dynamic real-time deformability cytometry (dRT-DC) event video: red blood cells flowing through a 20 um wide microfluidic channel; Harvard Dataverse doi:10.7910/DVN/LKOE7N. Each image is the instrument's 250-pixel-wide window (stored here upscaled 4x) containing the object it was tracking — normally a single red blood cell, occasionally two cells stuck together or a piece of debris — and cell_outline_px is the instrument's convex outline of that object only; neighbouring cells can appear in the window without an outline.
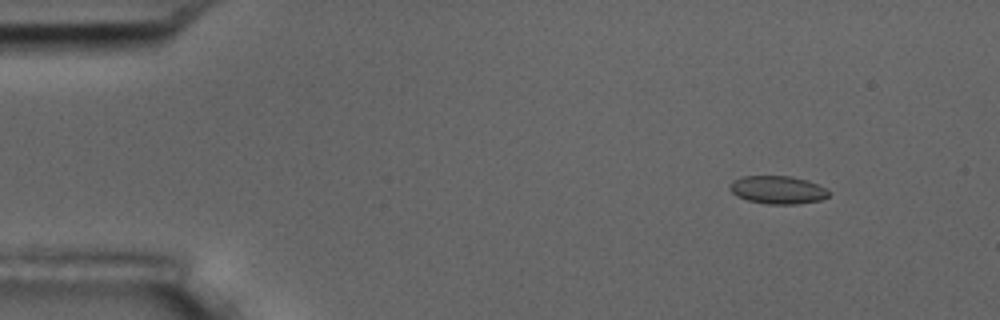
{"species": "common noctule bat (a hibernating species)", "species_latin": "Nyctalus noctula", "temperature_condition": "room temperature", "stored_images_in_passage": 52, "camera_frame_rate_fps": 3000, "um_per_image_px": 0.085, "animal": {"sex": "male", "body_mass_g": 17.5, "forearm_length_mm": 52.3}, "frame": {"image": 1, "passage_image": 3, "time_ms": 0.667, "image_size_px": [1000, 320], "cell_outline_px": [[832, 192], [828, 196], [820, 200], [796, 204], [768, 204], [748, 200], [736, 196], [728, 188], [728, 184], [732, 180], [740, 176], [792, 176], [808, 180]], "centroid_in_image_um": [66.07, 16.13], "position_along_channel_um": 18.9, "area_um2": 16.3}}
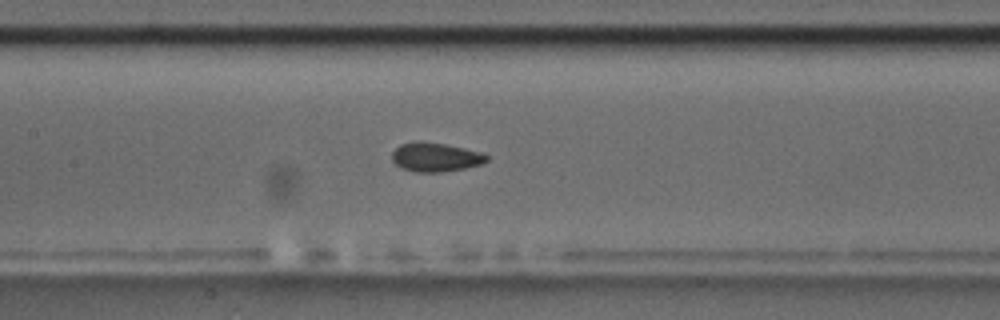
{"frame": {"image": 2, "passage_image": 23, "time_ms": 7.333, "image_size_px": [1000, 320], "cell_outline_px": [[488, 160], [484, 164], [444, 172], [416, 172], [400, 168], [392, 160], [392, 152], [400, 144], [416, 140], [420, 140], [444, 144], [484, 152], [488, 156]], "centroid_in_image_um": [37.03, 13.35], "position_along_channel_um": 170.4, "area_um2": 16.3}}
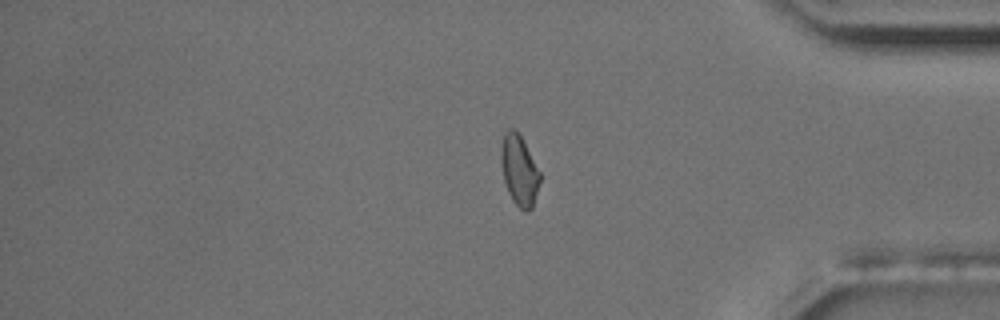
{"frame": {"image": 3, "passage_image": 43, "time_ms": 14.0, "image_size_px": [1000, 320], "cell_outline_px": [[540, 180], [532, 208], [528, 212], [524, 212], [512, 200], [508, 192], [504, 180], [500, 160], [500, 156], [504, 132], [508, 128], [512, 128], [520, 136], [540, 172]], "centroid_in_image_um": [44.12, 14.51], "position_along_channel_um": 391.1, "area_um2": 15.72}, "authors_computed_cell_mechanics": {"area_um2": 16.2129, "velocity_mm_per_s": 3.6394, "shape_relaxation_time_tau1_ms": 3.8665, "shape_relaxation_time_tau2_ms": 1.2561, "deformation_change_tau1": 0.0963, "deformation_change_tau2": 0.0657}}